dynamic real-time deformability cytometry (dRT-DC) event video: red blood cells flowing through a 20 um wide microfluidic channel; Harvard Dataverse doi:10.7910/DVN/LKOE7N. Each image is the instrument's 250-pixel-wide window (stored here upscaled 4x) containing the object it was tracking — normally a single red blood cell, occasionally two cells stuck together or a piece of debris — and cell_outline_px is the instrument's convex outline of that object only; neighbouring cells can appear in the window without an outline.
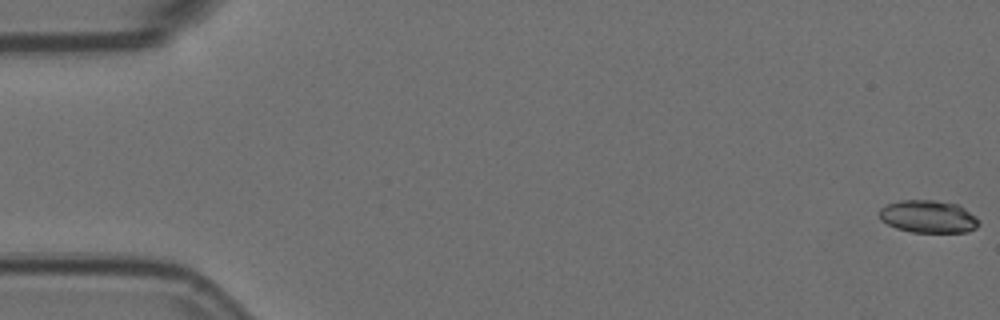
{"species": "Egyptian fruit bat (a non-hibernating species)", "species_latin": "Rousettus aegyptiacus", "temperature_condition": "room temperature", "stored_images_in_passage": 8, "camera_frame_rate_fps": 3000, "um_per_image_px": 0.085, "animal": {"sex": "female"}, "frame": {"image": 1, "passage_image": 1, "time_ms": 0.0, "image_size_px": [1000, 320], "cell_outline_px": [[980, 224], [976, 228], [968, 232], [912, 232], [896, 228], [880, 220], [880, 208], [888, 204], [900, 200], [936, 200], [960, 204], [976, 216], [980, 220]], "centroid_in_image_um": [78.95, 18.4], "position_along_channel_um": 6.0, "area_um2": 19.13}}
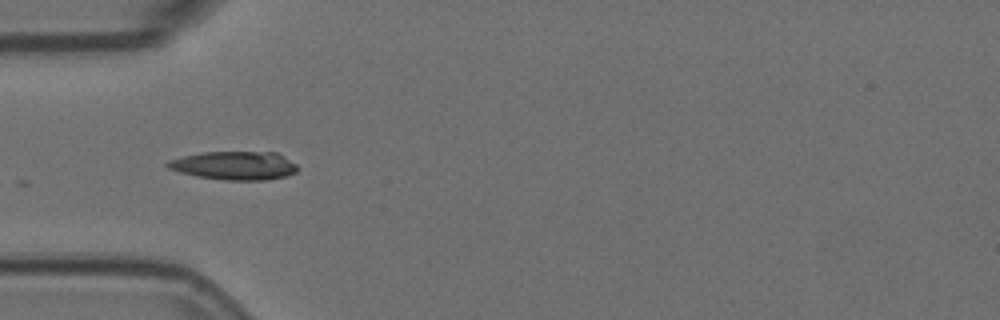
{"frame": {"image": 2, "passage_image": 6, "time_ms": 1.667, "image_size_px": [1000, 320], "cell_outline_px": [[300, 168], [296, 172], [288, 176], [264, 180], [224, 180], [196, 176], [180, 172], [168, 168], [164, 164], [168, 160], [184, 156], [204, 152], [276, 152], [284, 156], [296, 164]], "centroid_in_image_um": [19.95, 14.07], "position_along_channel_um": 65.0, "area_um2": 21.68}}
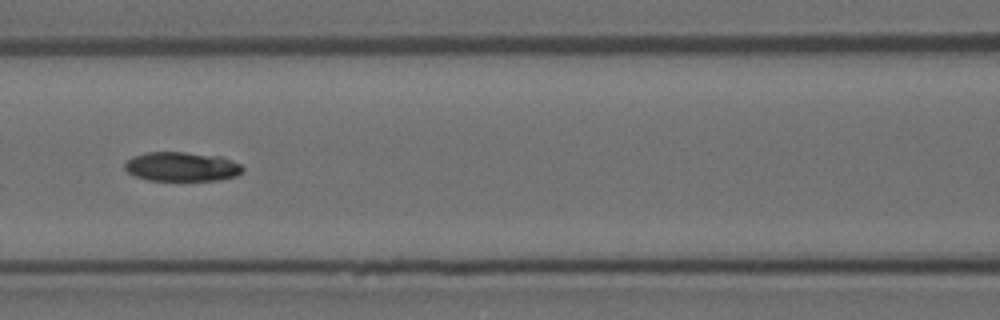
{"frame": {"image": 3, "passage_image": 8, "time_ms": 2.333, "image_size_px": [1000, 320], "cell_outline_px": [[244, 172], [236, 176], [220, 180], [148, 180], [136, 176], [128, 172], [124, 168], [124, 164], [132, 156], [148, 152], [184, 152], [224, 156], [240, 164], [244, 168]], "centroid_in_image_um": [15.49, 14.16], "position_along_channel_um": 151.1, "area_um2": 20.29}}